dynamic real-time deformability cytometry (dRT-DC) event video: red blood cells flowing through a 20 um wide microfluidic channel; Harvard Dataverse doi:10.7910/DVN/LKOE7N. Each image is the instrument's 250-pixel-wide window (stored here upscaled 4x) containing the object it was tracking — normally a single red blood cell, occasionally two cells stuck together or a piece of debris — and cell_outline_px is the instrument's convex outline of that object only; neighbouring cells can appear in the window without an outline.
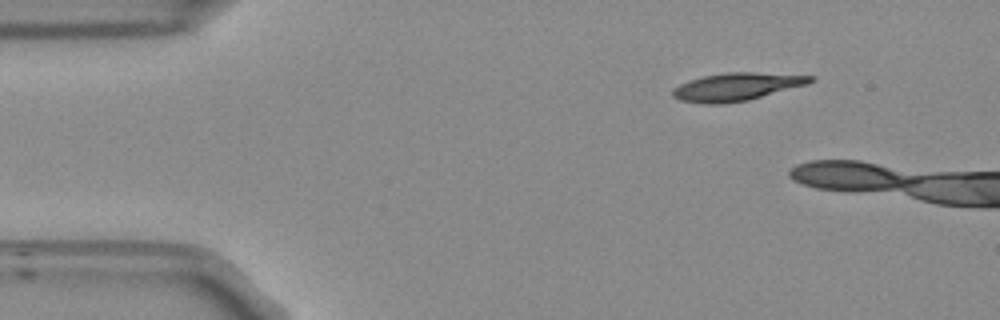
{"species": "Egyptian fruit bat (a non-hibernating species)", "species_latin": "Rousettus aegyptiacus", "temperature_condition": "room temperature", "stored_images_in_passage": 6, "camera_frame_rate_fps": 3000, "um_per_image_px": 0.085, "frame": {"image": 1, "passage_image": 1, "time_ms": 0.0, "image_size_px": [1000, 320], "cell_outline_px": [[816, 80], [808, 84], [748, 100], [724, 104], [704, 104], [680, 100], [672, 96], [672, 92], [680, 84], [704, 76], [728, 72], [756, 72], [816, 76]], "centroid_in_image_um": [62.67, 7.38], "position_along_channel_um": 22.3, "area_um2": 22.25}}